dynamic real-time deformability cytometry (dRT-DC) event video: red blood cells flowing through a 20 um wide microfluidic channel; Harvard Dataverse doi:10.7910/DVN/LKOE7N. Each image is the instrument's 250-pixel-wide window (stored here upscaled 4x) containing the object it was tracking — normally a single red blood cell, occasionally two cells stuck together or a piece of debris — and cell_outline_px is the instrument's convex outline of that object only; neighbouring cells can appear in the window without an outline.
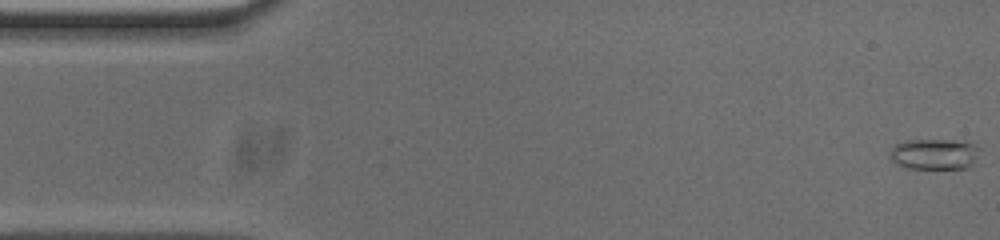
{"species": "common noctule bat (a hibernating species)", "species_latin": "Nyctalus noctula", "temperature_condition": "cold", "stored_images_in_passage": 54, "camera_frame_rate_fps": 3000, "um_per_image_px": 0.085, "animal": {"sex": "male", "body_mass_g": 20.0, "forearm_length_mm": 53.3}, "frame": {"image": 1, "passage_image": 1, "time_ms": 0.0, "image_size_px": [1000, 240], "cell_outline_px": [[980, 148], [976, 160], [968, 168], [908, 168], [892, 160], [892, 148], [896, 144], [908, 140], [952, 140], [976, 144]], "centroid_in_image_um": [79.49, 13.09], "position_along_channel_um": 5.5, "area_um2": 15.84}}
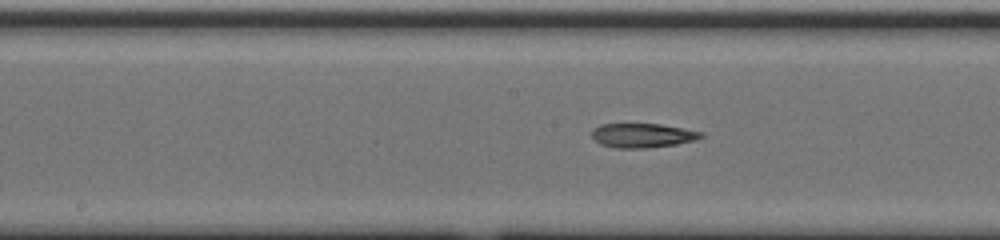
{"frame": {"image": 2, "passage_image": 26, "time_ms": 8.333, "image_size_px": [1000, 240], "cell_outline_px": [[704, 136], [696, 140], [676, 144], [648, 148], [616, 148], [600, 144], [592, 136], [592, 128], [600, 124], [660, 124], [704, 132]], "centroid_in_image_um": [54.62, 11.51], "position_along_channel_um": 193.6, "area_um2": 15.49}}
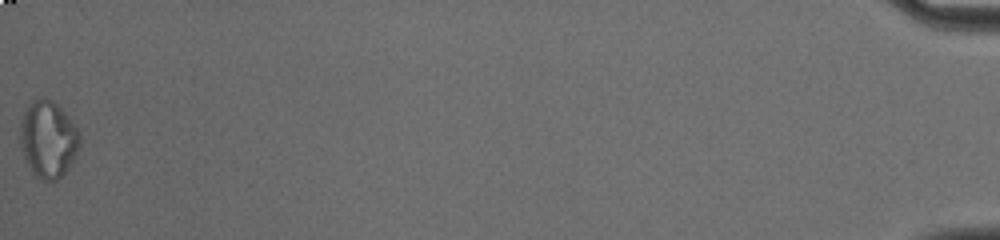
{"frame": {"image": 3, "passage_image": 54, "time_ms": 17.667, "image_size_px": [1000, 240], "cell_outline_px": [[80, 144], [68, 168], [56, 180], [40, 180], [32, 172], [24, 160], [20, 148], [20, 120], [28, 104], [44, 96], [52, 100], [68, 116], [80, 132]], "centroid_in_image_um": [4.06, 11.83], "position_along_channel_um": 431.1, "area_um2": 26.7}, "authors_computed_cell_mechanics": {"area_um2": 16.4441, "velocity_mm_per_s": 3.7538, "shape_relaxation_time_tau1_ms": null, "shape_relaxation_time_tau2_ms": 4.9069, "deformation_change_tau1": null, "deformation_change_tau2": 0.1396}}